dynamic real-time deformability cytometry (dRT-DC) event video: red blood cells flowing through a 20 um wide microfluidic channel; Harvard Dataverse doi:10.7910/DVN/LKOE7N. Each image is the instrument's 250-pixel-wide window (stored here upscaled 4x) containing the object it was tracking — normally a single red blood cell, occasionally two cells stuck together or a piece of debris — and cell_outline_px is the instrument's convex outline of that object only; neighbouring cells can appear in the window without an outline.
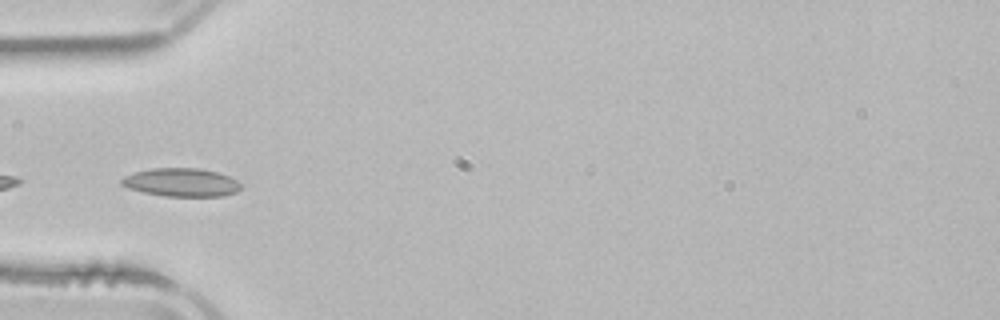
{"species": "common noctule bat (a hibernating species)", "species_latin": "Nyctalus noctula", "temperature_condition": "room temperature", "stored_images_in_passage": 5, "camera_frame_rate_fps": 3000, "um_per_image_px": 0.085, "animal": {"sex": "male", "body_mass_g": 21.5, "forearm_length_mm": 52.0}, "frame": {"image": 1, "passage_image": 2, "time_ms": 3.0, "image_size_px": [1000, 320], "cell_outline_px": [[240, 188], [236, 192], [224, 196], [164, 196], [144, 192], [128, 188], [120, 184], [120, 180], [124, 176], [136, 172], [152, 168], [200, 168], [216, 172], [228, 176], [236, 180], [240, 184]], "centroid_in_image_um": [15.4, 15.5], "position_along_channel_um": 69.6, "area_um2": 19.59}}
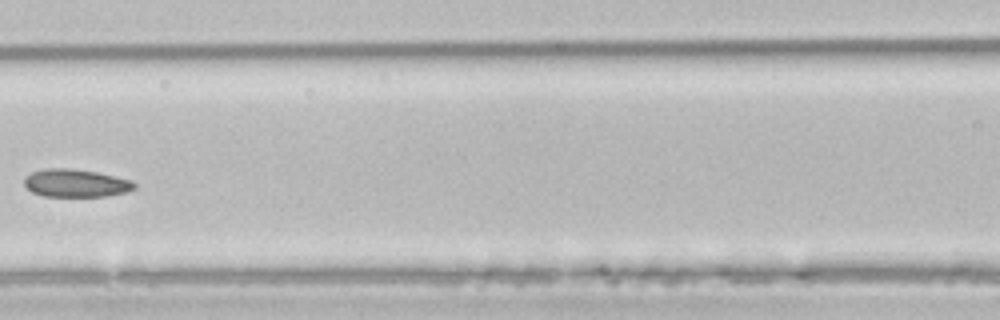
{"frame": {"image": 2, "passage_image": 4, "time_ms": 5.333, "image_size_px": [1000, 320], "cell_outline_px": [[136, 188], [128, 192], [104, 196], [44, 196], [32, 192], [24, 184], [24, 180], [32, 172], [44, 168], [68, 168], [96, 172], [132, 180], [136, 184]], "centroid_in_image_um": [6.47, 15.56], "position_along_channel_um": 160.1, "area_um2": 17.8}}
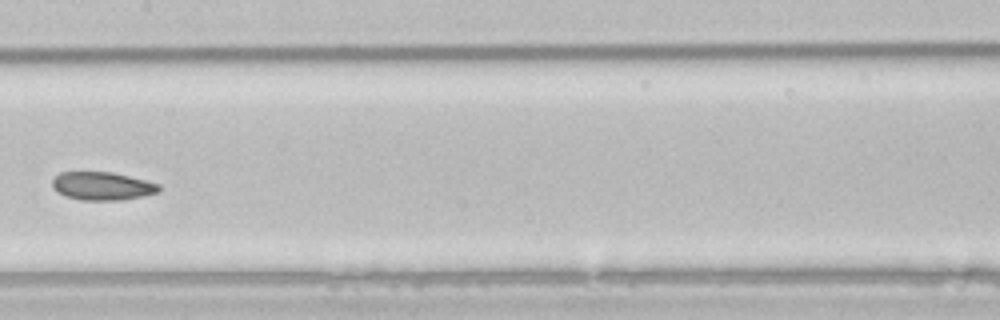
{"frame": {"image": 3, "passage_image": 5, "time_ms": 6.333, "image_size_px": [1000, 320], "cell_outline_px": [[160, 192], [144, 196], [120, 200], [80, 200], [64, 196], [56, 192], [52, 188], [52, 180], [60, 172], [112, 172], [160, 184]], "centroid_in_image_um": [8.67, 15.82], "position_along_channel_um": 198.7, "area_um2": 17.63}}